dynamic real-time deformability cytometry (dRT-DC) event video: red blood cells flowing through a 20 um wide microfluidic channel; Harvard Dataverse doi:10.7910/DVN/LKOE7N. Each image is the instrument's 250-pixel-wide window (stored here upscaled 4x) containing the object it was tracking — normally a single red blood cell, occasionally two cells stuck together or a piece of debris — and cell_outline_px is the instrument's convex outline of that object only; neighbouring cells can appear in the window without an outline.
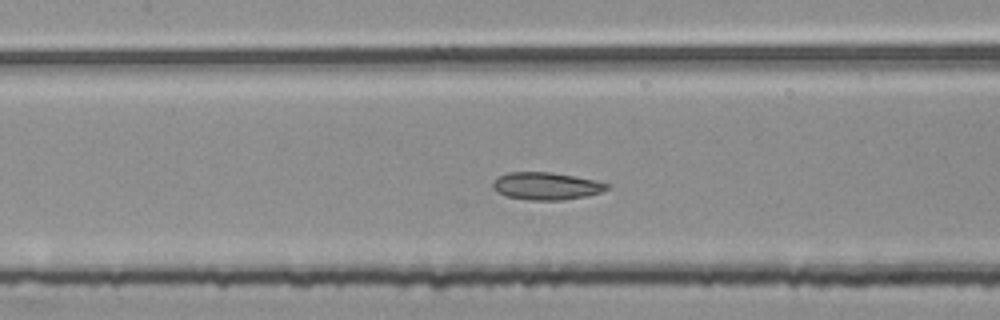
{"species": "common noctule bat (a hibernating species)", "species_latin": "Nyctalus noctula", "temperature_condition": "room temperature", "stored_images_in_passage": 49, "segment_of_instrument_passage": [2, 2], "camera_frame_rate_fps": 3000, "um_per_image_px": 0.085, "animal": {"sex": "female", "body_mass_g": 25.1}, "frame": {"image": 1, "passage_image": 22, "time_ms": 7.0, "image_size_px": [1000, 320], "cell_outline_px": [[612, 184], [608, 188], [600, 192], [588, 196], [564, 200], [528, 200], [508, 196], [496, 192], [492, 188], [492, 184], [500, 176], [508, 172], [552, 172]], "centroid_in_image_um": [46.43, 15.82], "position_along_channel_um": 161.0, "area_um2": 18.15}}
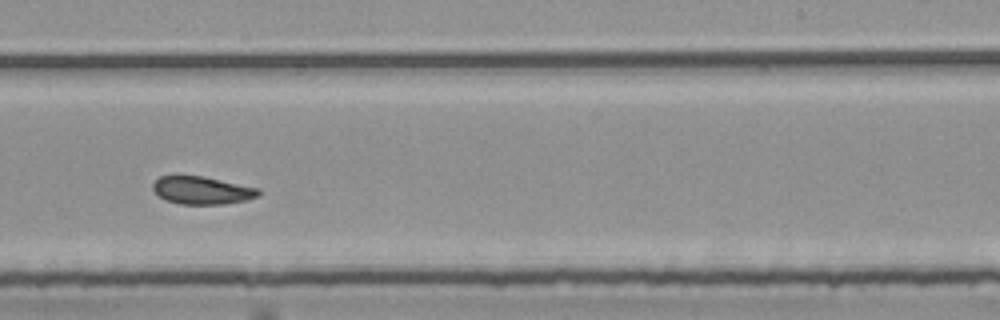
{"frame": {"image": 2, "passage_image": 31, "time_ms": 10.0, "image_size_px": [1000, 320], "cell_outline_px": [[260, 196], [244, 200], [224, 204], [180, 204], [168, 200], [160, 196], [152, 188], [152, 184], [160, 176], [176, 172], [200, 176], [260, 188]], "centroid_in_image_um": [17.13, 16.14], "position_along_channel_um": 271.9, "area_um2": 17.4}}
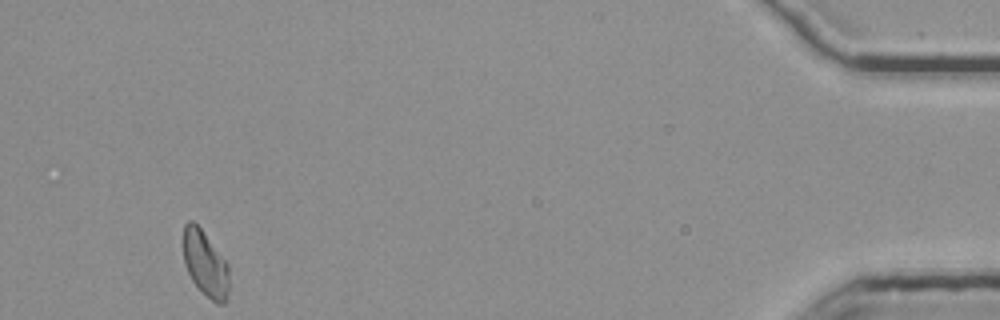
{"frame": {"image": 3, "passage_image": 49, "time_ms": 16.0, "image_size_px": [1000, 320], "cell_outline_px": [[228, 300], [224, 304], [216, 304], [192, 280], [184, 264], [184, 224], [188, 220], [192, 220], [200, 228], [228, 264]], "centroid_in_image_um": [17.46, 22.43], "position_along_channel_um": 417.7, "area_um2": 17.17}}